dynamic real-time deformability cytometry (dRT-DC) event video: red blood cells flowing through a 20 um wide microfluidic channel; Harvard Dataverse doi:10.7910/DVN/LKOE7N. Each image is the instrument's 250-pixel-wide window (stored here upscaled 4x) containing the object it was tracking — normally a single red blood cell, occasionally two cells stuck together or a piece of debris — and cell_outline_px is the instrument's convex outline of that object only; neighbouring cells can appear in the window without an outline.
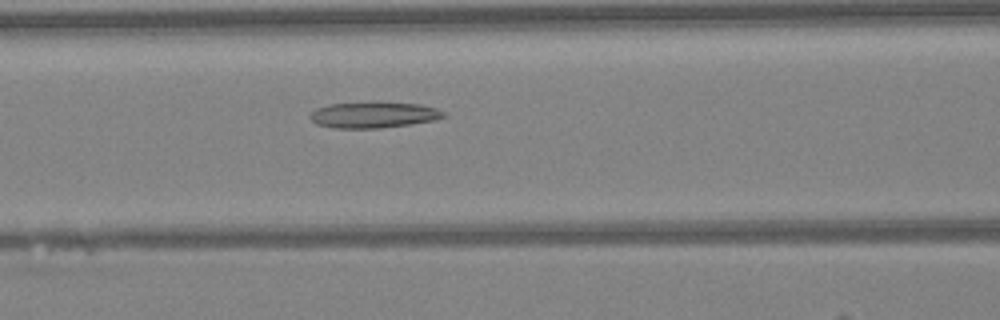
{"species": "Egyptian fruit bat (a non-hibernating species)", "species_latin": "Rousettus aegyptiacus", "temperature_condition": "warm", "stored_images_in_passage": 31, "camera_frame_rate_fps": 3000, "um_per_image_px": 0.085, "animal": {"sex": "female"}, "frame": {"image": 1, "passage_image": 7, "time_ms": 2.0, "image_size_px": [1000, 320], "cell_outline_px": [[448, 116], [436, 120], [380, 128], [332, 128], [316, 124], [308, 116], [316, 108], [328, 104], [420, 104], [436, 108], [448, 112]], "centroid_in_image_um": [31.78, 9.8], "position_along_channel_um": 134.8, "area_um2": 19.71}}
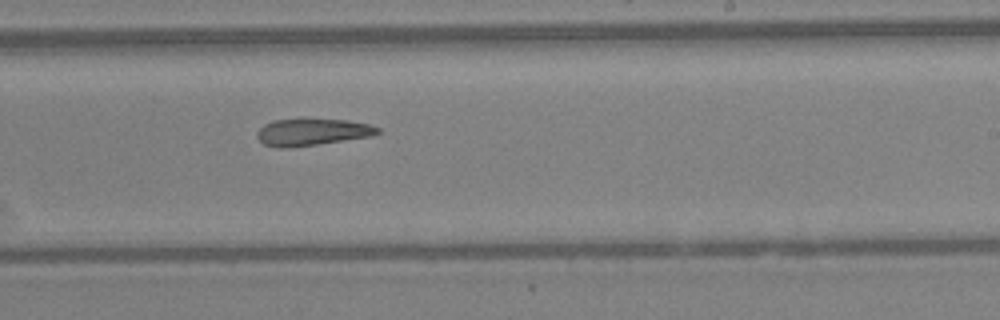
{"frame": {"image": 2, "passage_image": 16, "time_ms": 5.0, "image_size_px": [1000, 320], "cell_outline_px": [[380, 132], [372, 136], [288, 148], [276, 148], [264, 144], [256, 136], [256, 132], [264, 124], [272, 120], [304, 116], [344, 120], [368, 124], [380, 128]], "centroid_in_image_um": [26.47, 11.18], "position_along_channel_um": 262.5, "area_um2": 19.59}}
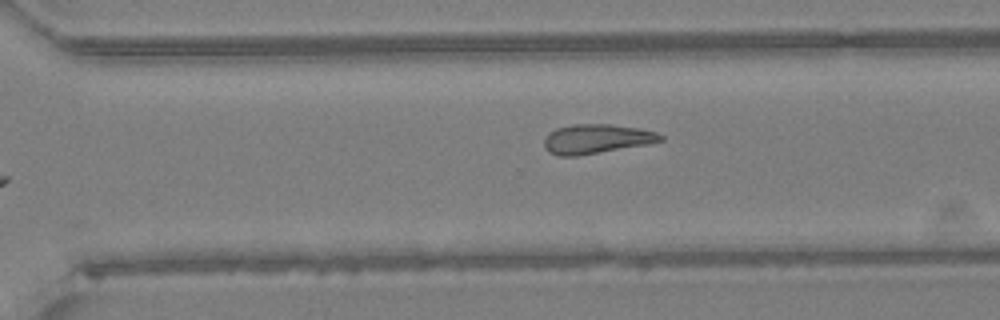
{"frame": {"image": 3, "passage_image": 20, "time_ms": 6.333, "image_size_px": [1000, 320], "cell_outline_px": [[664, 140], [648, 144], [576, 156], [560, 156], [548, 152], [544, 148], [544, 140], [548, 132], [556, 128], [572, 124], [608, 124], [636, 128], [656, 132], [664, 136]], "centroid_in_image_um": [50.66, 11.81], "position_along_channel_um": 319.9, "area_um2": 19.88}}